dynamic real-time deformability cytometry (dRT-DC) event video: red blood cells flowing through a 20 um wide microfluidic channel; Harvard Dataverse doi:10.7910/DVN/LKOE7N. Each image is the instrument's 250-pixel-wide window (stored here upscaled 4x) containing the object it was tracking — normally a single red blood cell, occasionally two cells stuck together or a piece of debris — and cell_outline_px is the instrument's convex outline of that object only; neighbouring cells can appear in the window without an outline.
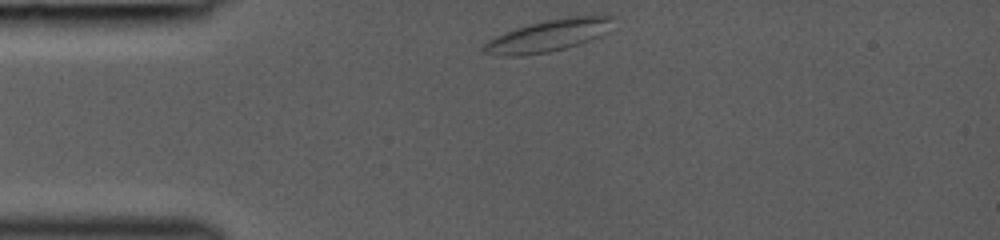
{"species": "common noctule bat (a hibernating species)", "species_latin": "Nyctalus noctula", "temperature_condition": "room temperature", "stored_images_in_passage": 32, "camera_frame_rate_fps": 3000, "um_per_image_px": 0.085, "animal": {"sex": "female", "body_mass_g": 19.0, "forearm_length_mm": 53.3}, "frame": {"image": 1, "passage_image": 1, "time_ms": 0.0, "image_size_px": [1000, 240], "cell_outline_px": [[616, 16], [608, 32], [600, 36], [564, 48], [548, 52], [520, 56], [496, 56], [484, 52], [480, 48], [480, 44], [504, 32], [528, 24], [568, 16], [596, 12]], "centroid_in_image_um": [46.66, 2.98], "position_along_channel_um": 38.3, "area_um2": 24.74}}
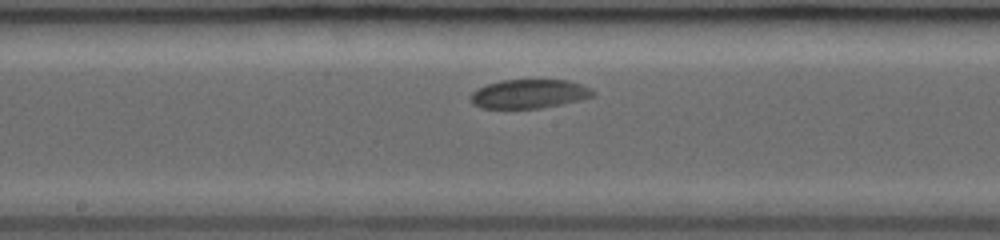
{"frame": {"image": 2, "passage_image": 15, "time_ms": 4.667, "image_size_px": [1000, 240], "cell_outline_px": [[596, 92], [592, 96], [580, 100], [540, 108], [480, 108], [472, 104], [468, 100], [472, 92], [476, 88], [500, 80], [568, 80], [592, 88]], "centroid_in_image_um": [44.93, 7.98], "position_along_channel_um": 203.3, "area_um2": 20.75}}
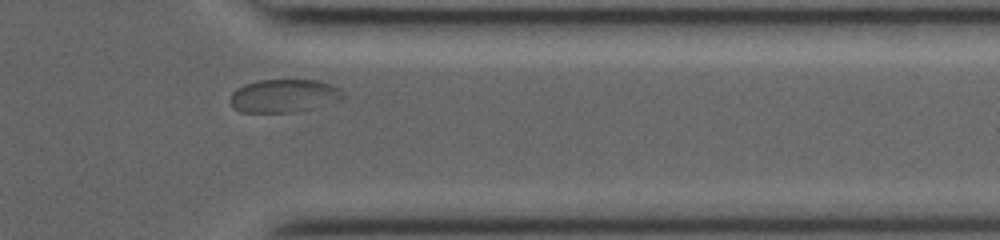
{"frame": {"image": 3, "passage_image": 28, "time_ms": 9.0, "image_size_px": [1000, 240], "cell_outline_px": [[344, 96], [340, 100], [296, 112], [240, 112], [232, 108], [228, 100], [232, 92], [236, 88], [244, 84], [256, 80], [320, 80], [332, 84], [340, 88], [344, 92]], "centroid_in_image_um": [24.09, 8.13], "position_along_channel_um": 387.3, "area_um2": 22.08}}